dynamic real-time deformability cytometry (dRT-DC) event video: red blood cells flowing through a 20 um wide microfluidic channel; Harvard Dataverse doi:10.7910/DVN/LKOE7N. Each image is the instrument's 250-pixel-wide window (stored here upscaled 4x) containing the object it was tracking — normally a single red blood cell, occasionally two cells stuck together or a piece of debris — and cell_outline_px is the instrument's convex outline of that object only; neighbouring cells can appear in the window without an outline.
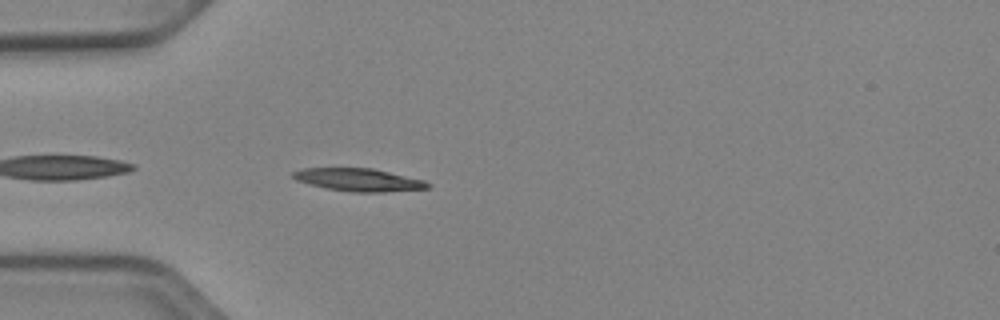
{"species": "Egyptian fruit bat (a non-hibernating species)", "species_latin": "Rousettus aegyptiacus", "temperature_condition": "cold", "stored_images_in_passage": 39, "camera_frame_rate_fps": 3000, "um_per_image_px": 0.085, "animal": {"sex": "female"}, "frame": {"image": 1, "passage_image": 2, "time_ms": 0.333, "image_size_px": [1000, 320], "cell_outline_px": [[432, 184], [428, 188], [384, 192], [352, 192], [324, 188], [308, 184], [296, 180], [292, 176], [292, 172], [304, 168], [372, 168], [424, 180]], "centroid_in_image_um": [30.47, 15.29], "position_along_channel_um": 54.5, "area_um2": 17.86}}
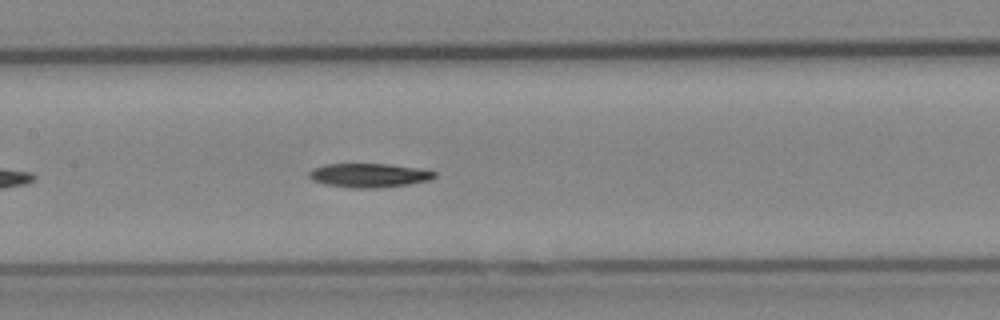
{"frame": {"image": 2, "passage_image": 12, "time_ms": 3.667, "image_size_px": [1000, 320], "cell_outline_px": [[436, 176], [432, 180], [408, 184], [380, 188], [348, 188], [324, 184], [312, 180], [308, 176], [308, 172], [312, 168], [324, 164], [388, 164], [416, 168], [436, 172]], "centroid_in_image_um": [31.33, 14.91], "position_along_channel_um": 176.1, "area_um2": 17.69}}
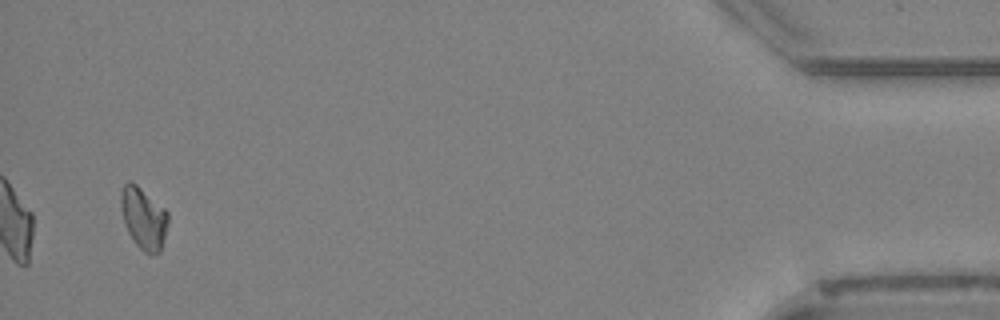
{"frame": {"image": 3, "passage_image": 37, "time_ms": 12.0, "image_size_px": [1000, 320], "cell_outline_px": [[168, 224], [160, 252], [144, 252], [136, 244], [128, 232], [124, 224], [120, 208], [120, 192], [124, 184], [128, 180], [132, 180], [164, 208], [168, 212]], "centroid_in_image_um": [12.17, 18.49], "position_along_channel_um": 423.0, "area_um2": 16.99}, "authors_computed_cell_mechanics": {"area_um2": 17.1666, "velocity_mm_per_s": 3.9079, "shape_relaxation_time_tau1_ms": 7.102, "shape_relaxation_time_tau2_ms": null, "deformation_change_tau1": 0.1572, "deformation_change_tau2": null}}